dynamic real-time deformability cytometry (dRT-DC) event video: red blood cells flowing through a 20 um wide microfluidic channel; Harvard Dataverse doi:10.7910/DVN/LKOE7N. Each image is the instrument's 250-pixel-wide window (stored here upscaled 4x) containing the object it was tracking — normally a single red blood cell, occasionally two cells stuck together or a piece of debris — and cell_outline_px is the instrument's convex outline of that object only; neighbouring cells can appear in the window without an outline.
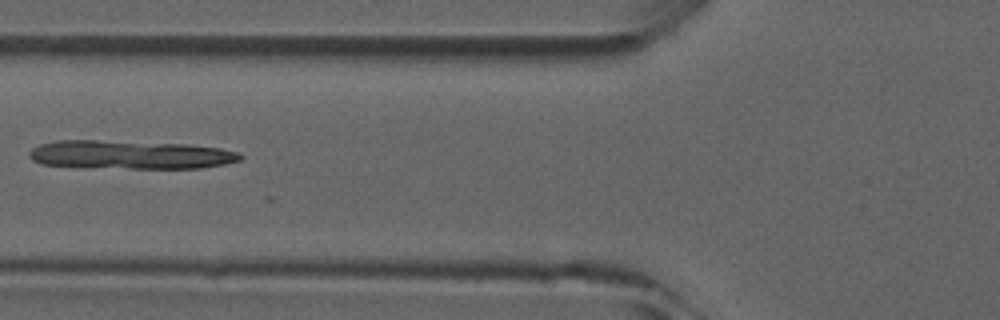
{"species": "common noctule bat (a hibernating species)", "species_latin": "Nyctalus noctula", "temperature_condition": "room temperature", "stored_images_in_passage": 7, "camera_frame_rate_fps": 3000, "um_per_image_px": 0.085, "animal": {"sex": "male", "forearm_length_mm": 52.5}, "frame": {"image": 1, "passage_image": 5, "time_ms": 5.667, "image_size_px": [1000, 320], "cell_outline_px": [[244, 156], [240, 160], [224, 164], [200, 168], [132, 168], [40, 164], [32, 160], [28, 156], [28, 152], [32, 148], [40, 144], [56, 140], [100, 140], [188, 144], [220, 148], [240, 152]], "centroid_in_image_um": [11.09, 13.13], "position_along_channel_um": 114.7, "area_um2": 35.03}}